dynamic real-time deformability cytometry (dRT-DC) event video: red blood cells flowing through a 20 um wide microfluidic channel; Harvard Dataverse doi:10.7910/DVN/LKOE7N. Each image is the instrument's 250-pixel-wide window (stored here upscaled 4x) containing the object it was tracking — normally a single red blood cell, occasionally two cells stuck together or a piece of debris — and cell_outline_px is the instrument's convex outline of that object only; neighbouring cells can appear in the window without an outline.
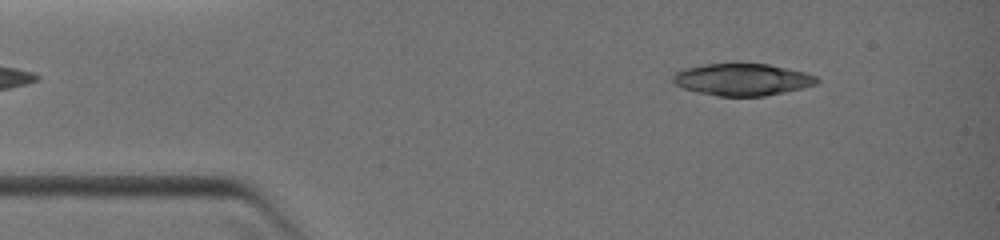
{"species": "common noctule bat (a hibernating species)", "species_latin": "Nyctalus noctula", "temperature_condition": "warm", "stored_images_in_passage": 6, "camera_frame_rate_fps": 3000, "um_per_image_px": 0.085, "animal": {"sex": "female", "body_mass_g": 19.0, "forearm_length_mm": 51.5}, "frame": {"image": 1, "passage_image": 2, "time_ms": 0.667, "image_size_px": [1000, 240], "cell_outline_px": [[820, 80], [816, 84], [784, 92], [764, 96], [720, 96], [700, 92], [684, 88], [676, 84], [672, 80], [672, 76], [676, 72], [684, 68], [704, 64], [736, 60], [768, 64], [788, 68], [804, 72], [816, 76]], "centroid_in_image_um": [63.08, 6.71], "position_along_channel_um": 21.9, "area_um2": 27.46}}
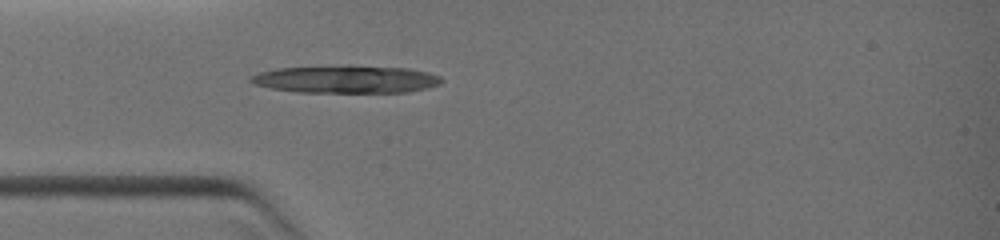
{"frame": {"image": 2, "passage_image": 6, "time_ms": 2.667, "image_size_px": [1000, 240], "cell_outline_px": [[444, 80], [440, 84], [408, 92], [296, 92], [272, 88], [256, 84], [248, 80], [252, 76], [260, 72], [276, 68], [348, 64], [352, 64], [408, 68], [428, 72], [440, 76]], "centroid_in_image_um": [29.44, 6.71], "position_along_channel_um": 55.6, "area_um2": 31.15}}